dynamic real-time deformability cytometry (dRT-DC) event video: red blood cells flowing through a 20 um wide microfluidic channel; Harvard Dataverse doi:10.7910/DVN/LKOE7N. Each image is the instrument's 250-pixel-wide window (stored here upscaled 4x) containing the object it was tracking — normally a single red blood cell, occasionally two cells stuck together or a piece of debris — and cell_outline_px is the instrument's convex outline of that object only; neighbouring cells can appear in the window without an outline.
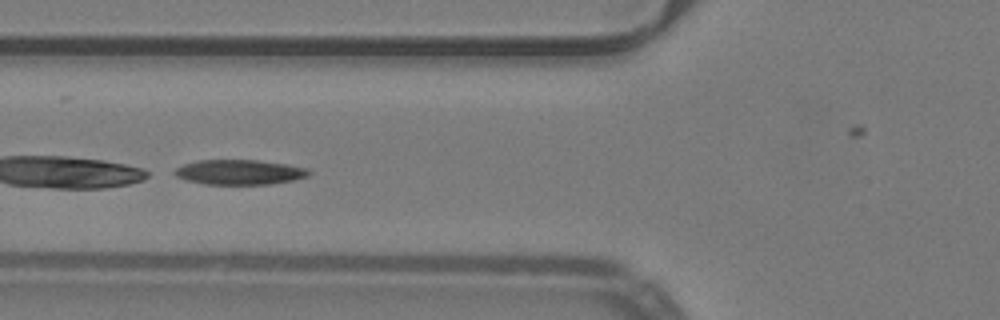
{"species": "common noctule bat (a hibernating species)", "species_latin": "Nyctalus noctula", "temperature_condition": "warm", "stored_images_in_passage": 34, "camera_frame_rate_fps": 3000, "um_per_image_px": 0.085, "animal": {"sex": "male", "body_mass_g": 19.2, "forearm_length_mm": 51.8}, "frame": {"image": 1, "passage_image": 10, "time_ms": 3.0, "image_size_px": [1000, 320], "cell_outline_px": [[312, 172], [308, 176], [292, 180], [272, 184], [204, 184], [188, 180], [176, 176], [172, 172], [176, 168], [184, 164], [196, 160], [256, 160], [288, 164], [308, 168]], "centroid_in_image_um": [20.37, 14.63], "position_along_channel_um": 105.4, "area_um2": 19.54}, "authors_computed_cell_mechanics": {"area_um2": 20.808, "velocity_mm_per_s": 3.9765, "shape_relaxation_time_tau1_ms": null, "shape_relaxation_time_tau2_ms": 2.1513, "deformation_change_tau1": null, "deformation_change_tau2": 0.0693}}